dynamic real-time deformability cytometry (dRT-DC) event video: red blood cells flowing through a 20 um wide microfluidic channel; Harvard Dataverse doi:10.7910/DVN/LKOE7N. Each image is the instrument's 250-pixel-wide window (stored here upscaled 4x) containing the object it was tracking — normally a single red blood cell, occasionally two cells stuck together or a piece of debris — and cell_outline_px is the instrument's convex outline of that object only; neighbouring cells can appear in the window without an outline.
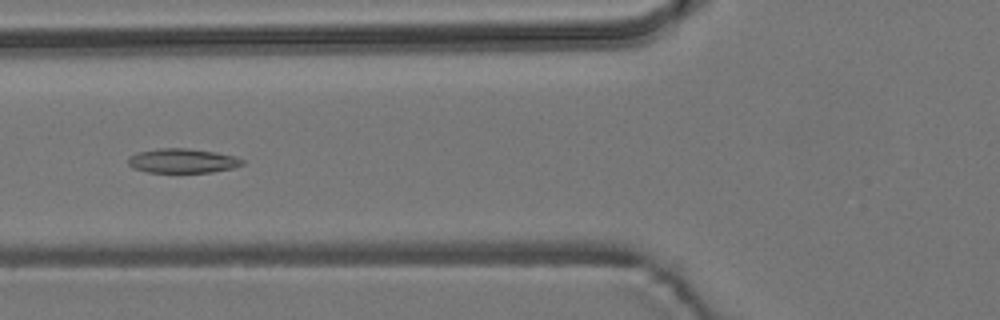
{"species": "common noctule bat (a hibernating species)", "species_latin": "Nyctalus noctula", "temperature_condition": "room temperature", "stored_images_in_passage": 7, "camera_frame_rate_fps": 3000, "um_per_image_px": 0.085, "animal": {"sex": "male", "body_mass_g": 19.2, "forearm_length_mm": 51.8}, "frame": {"image": 1, "passage_image": 5, "time_ms": 4.667, "image_size_px": [1000, 320], "cell_outline_px": [[244, 164], [232, 168], [212, 172], [148, 172], [132, 168], [128, 164], [128, 156], [136, 152], [160, 148], [188, 148], [216, 152], [236, 156], [244, 160]], "centroid_in_image_um": [15.5, 13.66], "position_along_channel_um": 110.3, "area_um2": 16.36}}
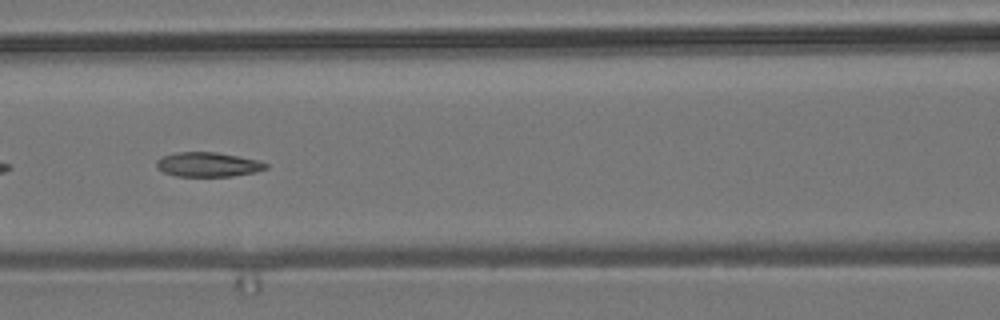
{"frame": {"image": 2, "passage_image": 6, "time_ms": 5.667, "image_size_px": [1000, 320], "cell_outline_px": [[268, 168], [256, 172], [232, 176], [176, 176], [164, 172], [156, 164], [156, 160], [164, 156], [176, 152], [216, 152], [256, 160], [268, 164]], "centroid_in_image_um": [17.69, 13.98], "position_along_channel_um": 148.9, "area_um2": 15.37}}